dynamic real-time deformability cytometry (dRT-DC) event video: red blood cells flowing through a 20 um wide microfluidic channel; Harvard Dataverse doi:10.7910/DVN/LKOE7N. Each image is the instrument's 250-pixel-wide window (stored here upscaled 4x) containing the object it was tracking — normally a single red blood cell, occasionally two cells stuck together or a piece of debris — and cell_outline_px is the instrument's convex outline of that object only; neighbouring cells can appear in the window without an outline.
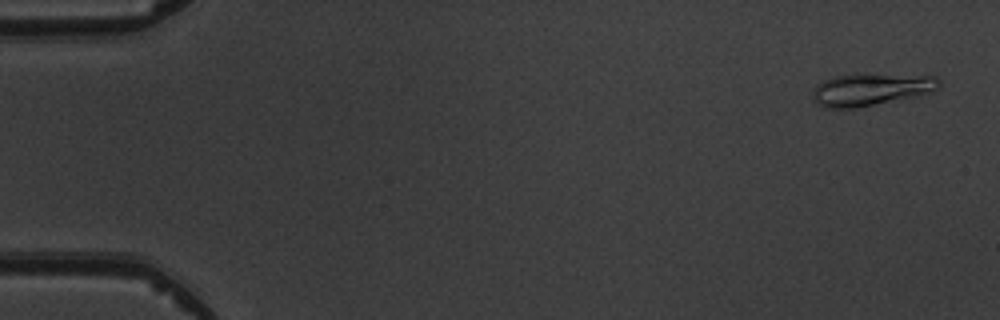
{"species": "common noctule bat (a hibernating species)", "species_latin": "Nyctalus noctula", "temperature_condition": "warm", "stored_images_in_passage": 6, "camera_frame_rate_fps": 3000, "um_per_image_px": 0.085, "animal": {"sex": "male", "body_mass_g": 19.5, "forearm_length_mm": 54.6}, "frame": {"image": 1, "passage_image": 1, "time_ms": 0.0, "image_size_px": [1000, 320], "cell_outline_px": [[940, 88], [916, 96], [856, 108], [828, 108], [816, 104], [812, 96], [812, 92], [816, 84], [824, 80], [836, 76], [932, 76], [940, 80]], "centroid_in_image_um": [73.97, 7.65], "position_along_channel_um": 11.0, "area_um2": 22.83}}